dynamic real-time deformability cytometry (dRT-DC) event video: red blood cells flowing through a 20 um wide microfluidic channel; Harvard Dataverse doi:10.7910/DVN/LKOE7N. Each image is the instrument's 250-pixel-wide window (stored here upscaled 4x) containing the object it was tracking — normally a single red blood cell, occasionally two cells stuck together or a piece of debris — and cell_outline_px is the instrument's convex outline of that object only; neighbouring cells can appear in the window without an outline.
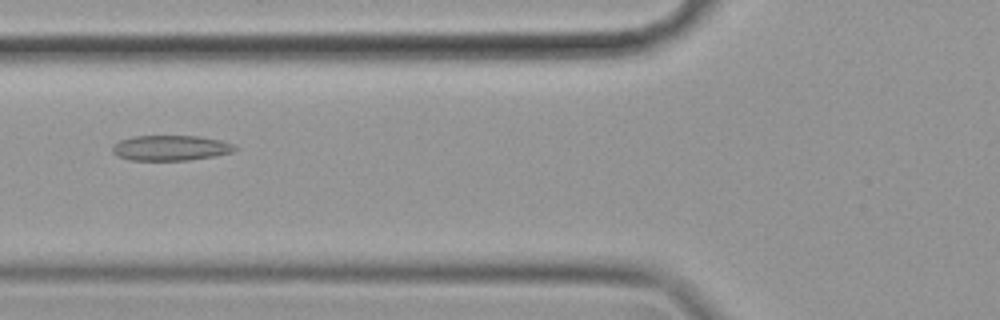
{"species": "common noctule bat (a hibernating species)", "species_latin": "Nyctalus noctula", "temperature_condition": "cold", "stored_images_in_passage": 48, "camera_frame_rate_fps": 3000, "um_per_image_px": 0.085, "animal": {"sex": "female", "body_mass_g": 19.9}, "frame": {"image": 1, "passage_image": 13, "time_ms": 4.0, "image_size_px": [1000, 320], "cell_outline_px": [[240, 148], [232, 152], [216, 156], [188, 160], [128, 160], [116, 156], [112, 152], [112, 144], [120, 140], [132, 136], [200, 136], [220, 140], [232, 144]], "centroid_in_image_um": [14.48, 12.57], "position_along_channel_um": 111.3, "area_um2": 18.26}}
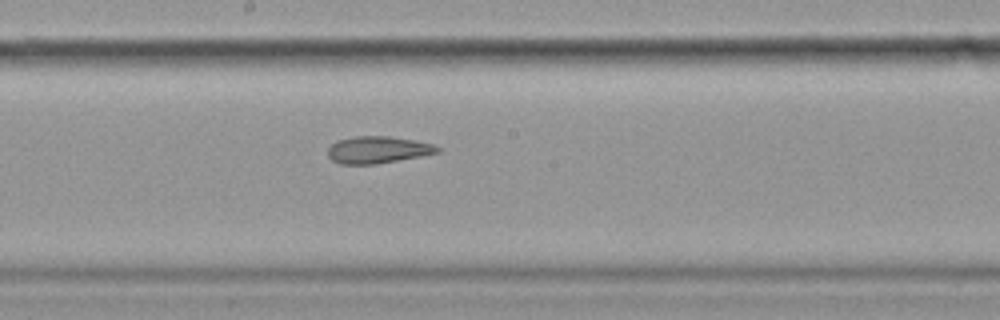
{"frame": {"image": 2, "passage_image": 22, "time_ms": 7.0, "image_size_px": [1000, 320], "cell_outline_px": [[440, 152], [420, 156], [376, 164], [340, 164], [332, 160], [328, 156], [328, 148], [336, 140], [356, 136], [388, 136], [416, 140], [432, 144], [440, 148]], "centroid_in_image_um": [32.09, 12.73], "position_along_channel_um": 216.1, "area_um2": 17.22}}
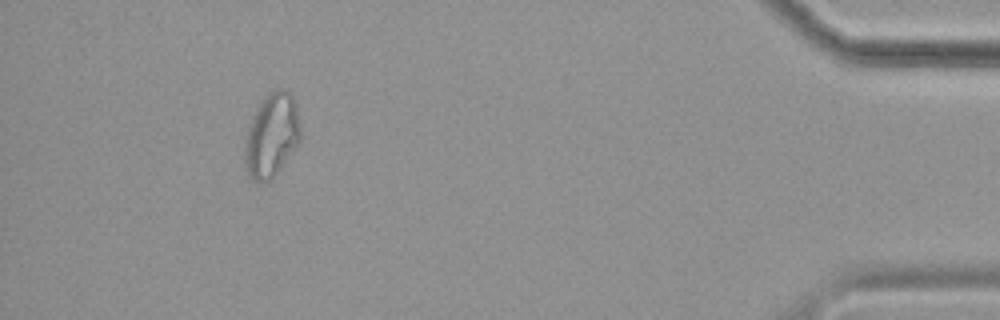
{"frame": {"image": 3, "passage_image": 44, "time_ms": 14.333, "image_size_px": [1000, 320], "cell_outline_px": [[300, 140], [280, 168], [268, 180], [252, 180], [248, 176], [244, 168], [244, 144], [248, 124], [256, 108], [264, 96], [276, 88], [284, 88], [292, 96], [296, 104], [300, 124]], "centroid_in_image_um": [23.05, 11.46], "position_along_channel_um": 412.1, "area_um2": 27.22}, "authors_computed_cell_mechanics": {"area_um2": 19.2474, "velocity_mm_per_s": 3.4995, "shape_relaxation_time_tau1_ms": null, "shape_relaxation_time_tau2_ms": 3.7429, "deformation_change_tau1": null, "deformation_change_tau2": 0.1101}}